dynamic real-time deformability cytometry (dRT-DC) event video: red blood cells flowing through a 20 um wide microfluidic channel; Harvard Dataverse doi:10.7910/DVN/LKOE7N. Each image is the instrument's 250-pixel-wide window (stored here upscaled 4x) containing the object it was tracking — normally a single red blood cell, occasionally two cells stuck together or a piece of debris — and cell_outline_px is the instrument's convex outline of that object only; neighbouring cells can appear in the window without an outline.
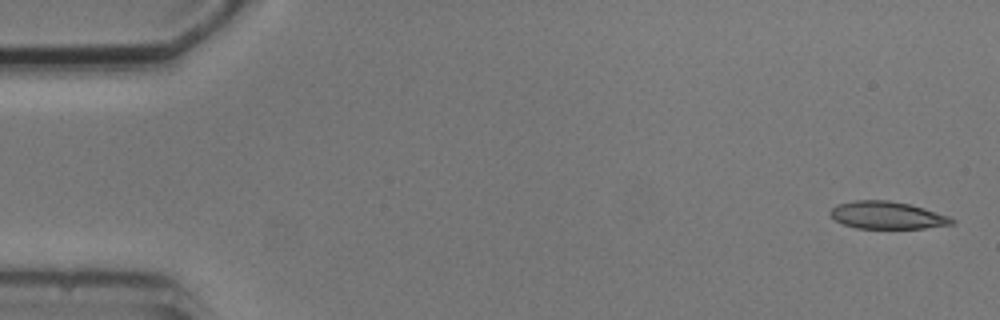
{"species": "common noctule bat (a hibernating species)", "species_latin": "Nyctalus noctula", "temperature_condition": "cold", "stored_images_in_passage": 5, "camera_frame_rate_fps": 3000, "um_per_image_px": 0.085, "animal": {"sex": "male", "body_mass_g": 20.5, "forearm_length_mm": 52.5}, "frame": {"image": 1, "passage_image": 1, "time_ms": 0.0, "image_size_px": [1000, 320], "cell_outline_px": [[956, 224], [924, 228], [856, 228], [844, 224], [836, 220], [828, 212], [836, 204], [852, 200], [888, 200], [908, 204], [924, 208], [948, 216], [956, 220]], "centroid_in_image_um": [75.41, 18.29], "position_along_channel_um": 9.6, "area_um2": 19.42}}
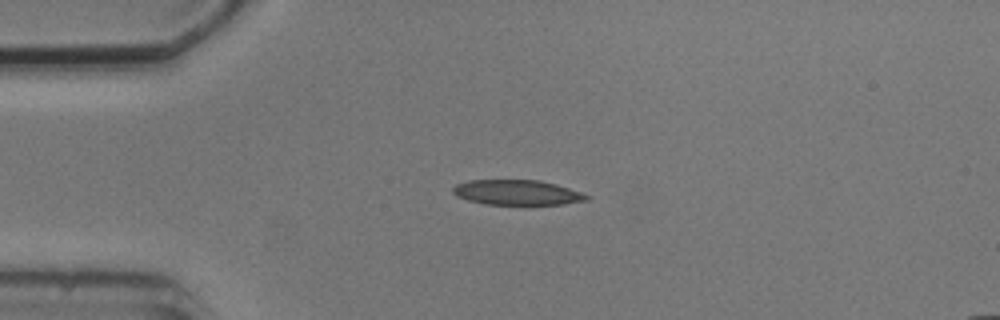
{"frame": {"image": 2, "passage_image": 4, "time_ms": 3.667, "image_size_px": [1000, 320], "cell_outline_px": [[592, 196], [588, 200], [564, 204], [484, 204], [468, 200], [456, 196], [452, 192], [452, 188], [456, 184], [468, 180], [540, 180], [556, 184]], "centroid_in_image_um": [43.94, 16.36], "position_along_channel_um": 41.1, "area_um2": 19.54}}